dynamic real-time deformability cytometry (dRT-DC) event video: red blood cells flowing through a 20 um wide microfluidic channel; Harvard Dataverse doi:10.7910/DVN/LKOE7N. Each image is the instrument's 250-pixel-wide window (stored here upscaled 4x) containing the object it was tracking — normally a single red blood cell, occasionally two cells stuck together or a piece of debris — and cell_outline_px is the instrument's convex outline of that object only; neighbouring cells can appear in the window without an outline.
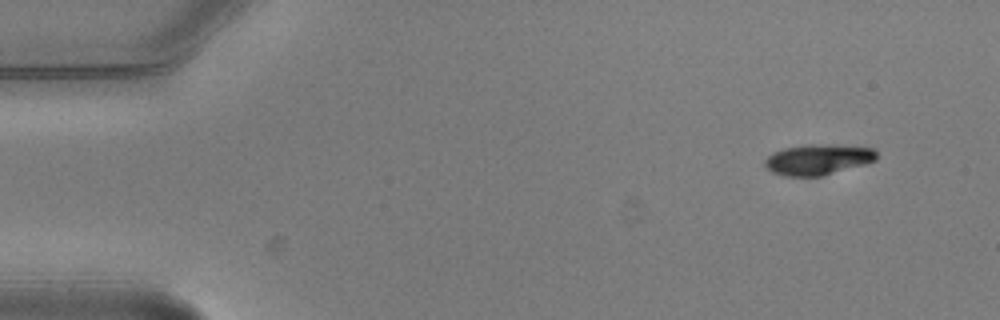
{"species": "common noctule bat (a hibernating species)", "species_latin": "Nyctalus noctula", "temperature_condition": "warm", "stored_images_in_passage": 5, "camera_frame_rate_fps": 3000, "um_per_image_px": 0.085, "animal": {"sex": "male", "body_mass_g": 20.5, "forearm_length_mm": 52.5}, "frame": {"image": 1, "passage_image": 1, "time_ms": 0.0, "image_size_px": [1000, 320], "cell_outline_px": [[876, 160], [864, 164], [820, 176], [784, 176], [772, 172], [764, 164], [764, 160], [772, 152], [784, 148], [808, 144], [832, 144], [872, 148], [876, 152]], "centroid_in_image_um": [69.49, 13.55], "position_along_channel_um": 15.5, "area_um2": 19.83}}
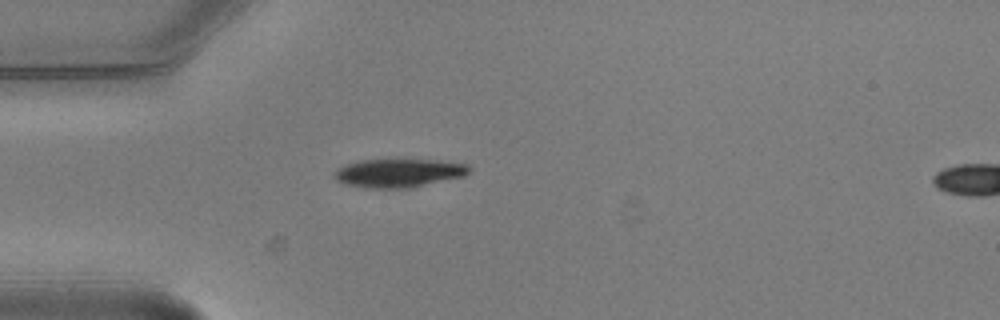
{"frame": {"image": 2, "passage_image": 4, "time_ms": 1.0, "image_size_px": [1000, 320], "cell_outline_px": [[472, 172], [464, 176], [412, 188], [364, 188], [344, 184], [336, 180], [332, 176], [336, 168], [360, 160], [436, 160], [468, 164], [472, 168]], "centroid_in_image_um": [33.9, 14.72], "position_along_channel_um": 51.1, "area_um2": 22.66}}